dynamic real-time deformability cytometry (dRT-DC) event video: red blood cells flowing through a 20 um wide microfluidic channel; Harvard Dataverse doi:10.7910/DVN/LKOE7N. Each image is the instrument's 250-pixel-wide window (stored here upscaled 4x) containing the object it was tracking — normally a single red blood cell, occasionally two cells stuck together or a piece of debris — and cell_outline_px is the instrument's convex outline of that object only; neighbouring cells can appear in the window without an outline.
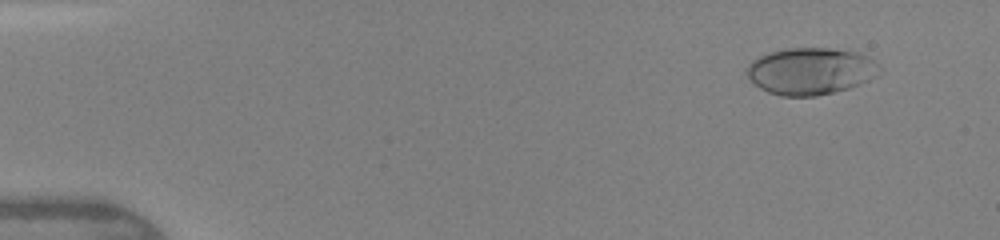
{"species": "human", "species_latin": "Homo sapiens", "temperature_condition": "warm", "stored_images_in_passage": 12, "camera_frame_rate_fps": 3000, "um_per_image_px": 0.085, "donor": {"sex": "female"}, "frame": {"image": 1, "passage_image": 3, "time_ms": 1.0, "image_size_px": [1000, 240], "cell_outline_px": [[884, 72], [868, 80], [848, 88], [816, 96], [780, 96], [768, 92], [760, 88], [748, 76], [748, 64], [752, 60], [760, 56], [772, 52], [788, 48], [828, 48], [856, 52], [868, 56], [880, 64], [884, 68]], "centroid_in_image_um": [68.97, 6.04], "position_along_channel_um": 16.0, "area_um2": 36.24}}
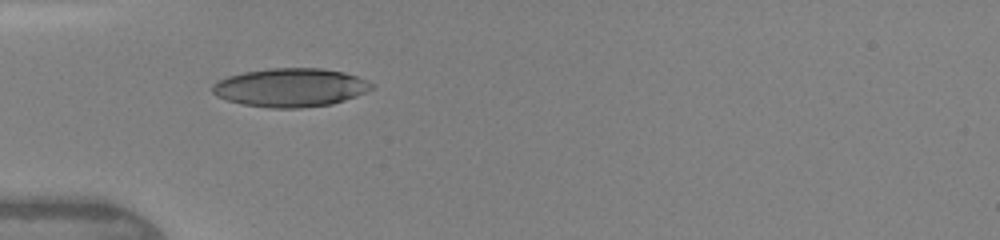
{"frame": {"image": 2, "passage_image": 11, "time_ms": 4.667, "image_size_px": [1000, 240], "cell_outline_px": [[376, 84], [372, 88], [356, 96], [332, 104], [300, 108], [272, 108], [244, 104], [228, 100], [216, 96], [212, 92], [212, 84], [216, 80], [228, 76], [244, 72], [272, 68], [320, 68], [344, 72], [356, 76]], "centroid_in_image_um": [24.68, 7.44], "position_along_channel_um": 60.3, "area_um2": 35.72}}